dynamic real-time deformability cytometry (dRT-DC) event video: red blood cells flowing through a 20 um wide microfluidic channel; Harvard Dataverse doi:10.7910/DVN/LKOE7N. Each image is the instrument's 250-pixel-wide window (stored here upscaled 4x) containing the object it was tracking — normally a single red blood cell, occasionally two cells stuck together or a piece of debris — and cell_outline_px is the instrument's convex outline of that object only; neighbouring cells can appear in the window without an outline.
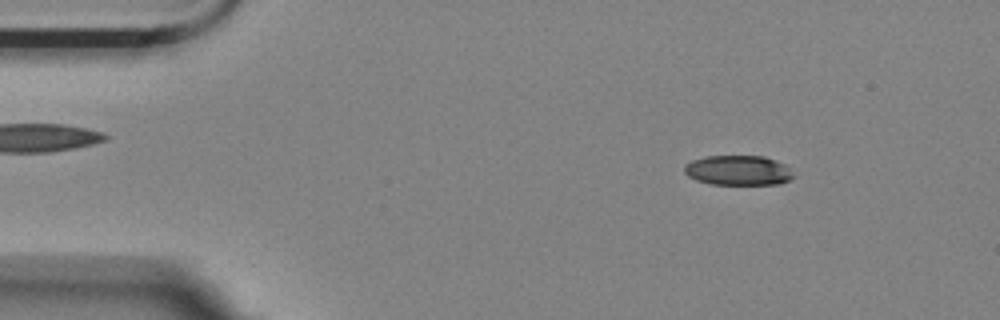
{"species": "Egyptian fruit bat (a non-hibernating species)", "species_latin": "Rousettus aegyptiacus", "temperature_condition": "room temperature", "stored_images_in_passage": 55, "camera_frame_rate_fps": 3000, "um_per_image_px": 0.085, "animal": {"sex": "female"}, "frame": {"image": 1, "passage_image": 7, "time_ms": 2.0, "image_size_px": [1000, 320], "cell_outline_px": [[796, 176], [780, 184], [712, 184], [696, 180], [688, 176], [684, 172], [684, 164], [692, 160], [704, 156], [764, 156], [784, 164]], "centroid_in_image_um": [62.72, 14.48], "position_along_channel_um": 22.3, "area_um2": 19.02}}
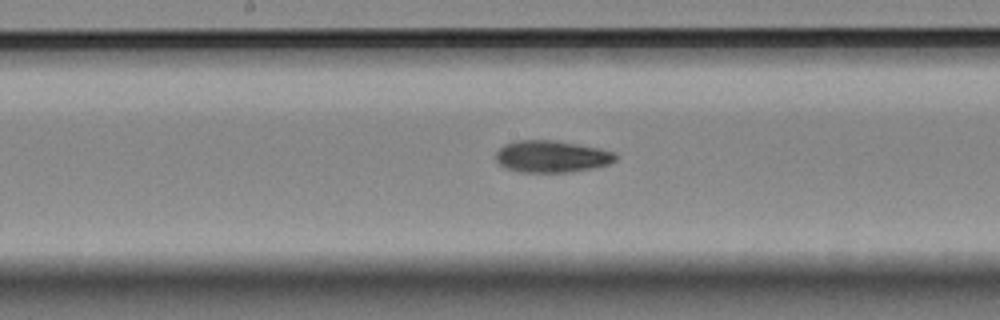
{"frame": {"image": 2, "passage_image": 28, "time_ms": 9.0, "image_size_px": [1000, 320], "cell_outline_px": [[616, 160], [608, 164], [592, 168], [568, 172], [524, 172], [508, 168], [500, 164], [496, 160], [496, 152], [504, 144], [516, 140], [556, 140], [600, 148], [616, 152]], "centroid_in_image_um": [46.91, 13.28], "position_along_channel_um": 201.3, "area_um2": 22.2}}
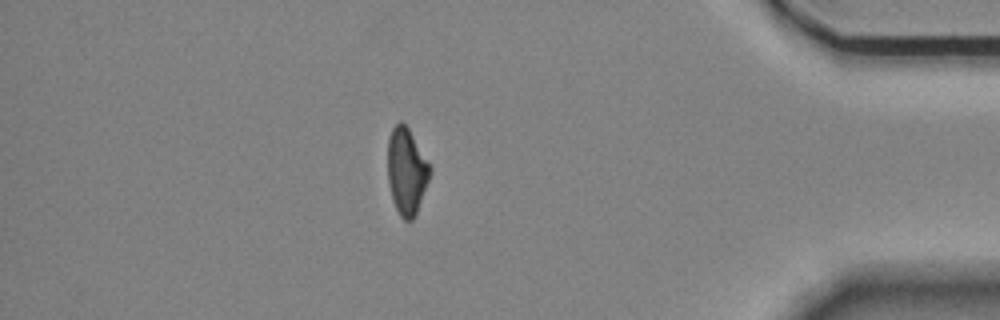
{"frame": {"image": 3, "passage_image": 48, "time_ms": 15.667, "image_size_px": [1000, 320], "cell_outline_px": [[432, 172], [416, 212], [412, 220], [404, 220], [400, 216], [392, 200], [388, 180], [388, 136], [392, 128], [400, 120], [408, 128], [432, 168]], "centroid_in_image_um": [34.55, 14.54], "position_along_channel_um": 400.6, "area_um2": 21.15}, "authors_computed_cell_mechanics": {"area_um2": 21.964, "velocity_mm_per_s": 3.5717, "shape_relaxation_time_tau1_ms": 5.9569, "shape_relaxation_time_tau2_ms": 3.971, "deformation_change_tau1": 0.1568, "deformation_change_tau2": 0.1008}}